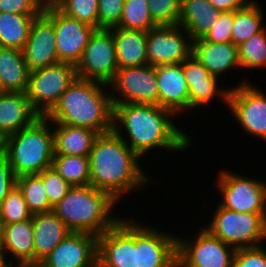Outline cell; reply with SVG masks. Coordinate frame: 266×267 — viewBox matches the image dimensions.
<instances>
[{
	"instance_id": "cell-1",
	"label": "cell",
	"mask_w": 266,
	"mask_h": 267,
	"mask_svg": "<svg viewBox=\"0 0 266 267\" xmlns=\"http://www.w3.org/2000/svg\"><path fill=\"white\" fill-rule=\"evenodd\" d=\"M173 115L158 105L114 104L112 130L141 158L157 148L169 152L188 150L194 140L177 127Z\"/></svg>"
},
{
	"instance_id": "cell-2",
	"label": "cell",
	"mask_w": 266,
	"mask_h": 267,
	"mask_svg": "<svg viewBox=\"0 0 266 267\" xmlns=\"http://www.w3.org/2000/svg\"><path fill=\"white\" fill-rule=\"evenodd\" d=\"M140 159L113 130L99 134L89 154V185L109 194L116 202L132 191L141 192L154 179L144 173Z\"/></svg>"
},
{
	"instance_id": "cell-3",
	"label": "cell",
	"mask_w": 266,
	"mask_h": 267,
	"mask_svg": "<svg viewBox=\"0 0 266 267\" xmlns=\"http://www.w3.org/2000/svg\"><path fill=\"white\" fill-rule=\"evenodd\" d=\"M45 117L51 123L93 129L99 134L112 131L109 86L76 78Z\"/></svg>"
},
{
	"instance_id": "cell-4",
	"label": "cell",
	"mask_w": 266,
	"mask_h": 267,
	"mask_svg": "<svg viewBox=\"0 0 266 267\" xmlns=\"http://www.w3.org/2000/svg\"><path fill=\"white\" fill-rule=\"evenodd\" d=\"M117 203L94 186H73L65 198L52 207V212L71 232L99 236L122 218L112 213Z\"/></svg>"
},
{
	"instance_id": "cell-5",
	"label": "cell",
	"mask_w": 266,
	"mask_h": 267,
	"mask_svg": "<svg viewBox=\"0 0 266 267\" xmlns=\"http://www.w3.org/2000/svg\"><path fill=\"white\" fill-rule=\"evenodd\" d=\"M50 123L40 116L29 127L6 137V157L16 177L52 167L54 133Z\"/></svg>"
},
{
	"instance_id": "cell-6",
	"label": "cell",
	"mask_w": 266,
	"mask_h": 267,
	"mask_svg": "<svg viewBox=\"0 0 266 267\" xmlns=\"http://www.w3.org/2000/svg\"><path fill=\"white\" fill-rule=\"evenodd\" d=\"M207 229L235 250L263 245L266 240V214L236 212L219 203Z\"/></svg>"
},
{
	"instance_id": "cell-7",
	"label": "cell",
	"mask_w": 266,
	"mask_h": 267,
	"mask_svg": "<svg viewBox=\"0 0 266 267\" xmlns=\"http://www.w3.org/2000/svg\"><path fill=\"white\" fill-rule=\"evenodd\" d=\"M76 78L75 65L70 63L30 71L26 95L33 109L45 117Z\"/></svg>"
},
{
	"instance_id": "cell-8",
	"label": "cell",
	"mask_w": 266,
	"mask_h": 267,
	"mask_svg": "<svg viewBox=\"0 0 266 267\" xmlns=\"http://www.w3.org/2000/svg\"><path fill=\"white\" fill-rule=\"evenodd\" d=\"M218 174L215 184L222 196L219 203L222 207L236 212L266 214V182L225 168Z\"/></svg>"
},
{
	"instance_id": "cell-9",
	"label": "cell",
	"mask_w": 266,
	"mask_h": 267,
	"mask_svg": "<svg viewBox=\"0 0 266 267\" xmlns=\"http://www.w3.org/2000/svg\"><path fill=\"white\" fill-rule=\"evenodd\" d=\"M108 86L112 105L136 103L159 106L155 66L146 64L119 68Z\"/></svg>"
},
{
	"instance_id": "cell-10",
	"label": "cell",
	"mask_w": 266,
	"mask_h": 267,
	"mask_svg": "<svg viewBox=\"0 0 266 267\" xmlns=\"http://www.w3.org/2000/svg\"><path fill=\"white\" fill-rule=\"evenodd\" d=\"M77 78L109 85L118 71L113 35L109 29H96L75 66Z\"/></svg>"
},
{
	"instance_id": "cell-11",
	"label": "cell",
	"mask_w": 266,
	"mask_h": 267,
	"mask_svg": "<svg viewBox=\"0 0 266 267\" xmlns=\"http://www.w3.org/2000/svg\"><path fill=\"white\" fill-rule=\"evenodd\" d=\"M196 235L192 239L177 236V262L182 267H233V247L204 227Z\"/></svg>"
},
{
	"instance_id": "cell-12",
	"label": "cell",
	"mask_w": 266,
	"mask_h": 267,
	"mask_svg": "<svg viewBox=\"0 0 266 267\" xmlns=\"http://www.w3.org/2000/svg\"><path fill=\"white\" fill-rule=\"evenodd\" d=\"M229 89L227 107L232 118L248 135L266 141V95L259 87L243 80Z\"/></svg>"
},
{
	"instance_id": "cell-13",
	"label": "cell",
	"mask_w": 266,
	"mask_h": 267,
	"mask_svg": "<svg viewBox=\"0 0 266 267\" xmlns=\"http://www.w3.org/2000/svg\"><path fill=\"white\" fill-rule=\"evenodd\" d=\"M122 217L98 236L97 267H137L136 220Z\"/></svg>"
},
{
	"instance_id": "cell-14",
	"label": "cell",
	"mask_w": 266,
	"mask_h": 267,
	"mask_svg": "<svg viewBox=\"0 0 266 267\" xmlns=\"http://www.w3.org/2000/svg\"><path fill=\"white\" fill-rule=\"evenodd\" d=\"M192 43L191 36L179 25L150 29L147 32L148 64L160 66L182 63L192 54Z\"/></svg>"
},
{
	"instance_id": "cell-15",
	"label": "cell",
	"mask_w": 266,
	"mask_h": 267,
	"mask_svg": "<svg viewBox=\"0 0 266 267\" xmlns=\"http://www.w3.org/2000/svg\"><path fill=\"white\" fill-rule=\"evenodd\" d=\"M136 221L137 267H174L177 235Z\"/></svg>"
},
{
	"instance_id": "cell-16",
	"label": "cell",
	"mask_w": 266,
	"mask_h": 267,
	"mask_svg": "<svg viewBox=\"0 0 266 267\" xmlns=\"http://www.w3.org/2000/svg\"><path fill=\"white\" fill-rule=\"evenodd\" d=\"M54 23L59 62L77 65L95 27L61 12L57 7L43 11Z\"/></svg>"
},
{
	"instance_id": "cell-17",
	"label": "cell",
	"mask_w": 266,
	"mask_h": 267,
	"mask_svg": "<svg viewBox=\"0 0 266 267\" xmlns=\"http://www.w3.org/2000/svg\"><path fill=\"white\" fill-rule=\"evenodd\" d=\"M98 236L71 232L40 264L43 267H97Z\"/></svg>"
},
{
	"instance_id": "cell-18",
	"label": "cell",
	"mask_w": 266,
	"mask_h": 267,
	"mask_svg": "<svg viewBox=\"0 0 266 267\" xmlns=\"http://www.w3.org/2000/svg\"><path fill=\"white\" fill-rule=\"evenodd\" d=\"M22 52L30 71L59 63L54 23L44 12L34 18Z\"/></svg>"
},
{
	"instance_id": "cell-19",
	"label": "cell",
	"mask_w": 266,
	"mask_h": 267,
	"mask_svg": "<svg viewBox=\"0 0 266 267\" xmlns=\"http://www.w3.org/2000/svg\"><path fill=\"white\" fill-rule=\"evenodd\" d=\"M183 72L189 88V110L207 107L218 96L227 106L230 88L221 89L219 78L211 75L193 54L183 62Z\"/></svg>"
},
{
	"instance_id": "cell-20",
	"label": "cell",
	"mask_w": 266,
	"mask_h": 267,
	"mask_svg": "<svg viewBox=\"0 0 266 267\" xmlns=\"http://www.w3.org/2000/svg\"><path fill=\"white\" fill-rule=\"evenodd\" d=\"M159 106L175 115L189 110V88L183 72V62L155 66ZM184 111V112H183Z\"/></svg>"
},
{
	"instance_id": "cell-21",
	"label": "cell",
	"mask_w": 266,
	"mask_h": 267,
	"mask_svg": "<svg viewBox=\"0 0 266 267\" xmlns=\"http://www.w3.org/2000/svg\"><path fill=\"white\" fill-rule=\"evenodd\" d=\"M39 117L26 93L0 92V131L6 137L29 127Z\"/></svg>"
},
{
	"instance_id": "cell-22",
	"label": "cell",
	"mask_w": 266,
	"mask_h": 267,
	"mask_svg": "<svg viewBox=\"0 0 266 267\" xmlns=\"http://www.w3.org/2000/svg\"><path fill=\"white\" fill-rule=\"evenodd\" d=\"M192 54L215 77L226 74L232 68L236 70V67L241 68L238 46L232 42L214 43L204 41L202 38L193 40Z\"/></svg>"
},
{
	"instance_id": "cell-23",
	"label": "cell",
	"mask_w": 266,
	"mask_h": 267,
	"mask_svg": "<svg viewBox=\"0 0 266 267\" xmlns=\"http://www.w3.org/2000/svg\"><path fill=\"white\" fill-rule=\"evenodd\" d=\"M34 263H41L71 231L52 211L32 215Z\"/></svg>"
},
{
	"instance_id": "cell-24",
	"label": "cell",
	"mask_w": 266,
	"mask_h": 267,
	"mask_svg": "<svg viewBox=\"0 0 266 267\" xmlns=\"http://www.w3.org/2000/svg\"><path fill=\"white\" fill-rule=\"evenodd\" d=\"M109 30L113 35L118 68L148 64L147 32L119 27Z\"/></svg>"
},
{
	"instance_id": "cell-25",
	"label": "cell",
	"mask_w": 266,
	"mask_h": 267,
	"mask_svg": "<svg viewBox=\"0 0 266 267\" xmlns=\"http://www.w3.org/2000/svg\"><path fill=\"white\" fill-rule=\"evenodd\" d=\"M221 13L209 0H181L178 25L187 31L192 40L201 39L216 25Z\"/></svg>"
},
{
	"instance_id": "cell-26",
	"label": "cell",
	"mask_w": 266,
	"mask_h": 267,
	"mask_svg": "<svg viewBox=\"0 0 266 267\" xmlns=\"http://www.w3.org/2000/svg\"><path fill=\"white\" fill-rule=\"evenodd\" d=\"M2 246L5 257L11 255L8 263H34V230L32 217L25 221L4 225ZM14 261H12L11 259ZM13 262V263H12Z\"/></svg>"
},
{
	"instance_id": "cell-27",
	"label": "cell",
	"mask_w": 266,
	"mask_h": 267,
	"mask_svg": "<svg viewBox=\"0 0 266 267\" xmlns=\"http://www.w3.org/2000/svg\"><path fill=\"white\" fill-rule=\"evenodd\" d=\"M51 124L54 133V155L89 156L99 135L97 131L61 123Z\"/></svg>"
},
{
	"instance_id": "cell-28",
	"label": "cell",
	"mask_w": 266,
	"mask_h": 267,
	"mask_svg": "<svg viewBox=\"0 0 266 267\" xmlns=\"http://www.w3.org/2000/svg\"><path fill=\"white\" fill-rule=\"evenodd\" d=\"M30 70L23 52L17 48L0 47L1 91L26 93Z\"/></svg>"
},
{
	"instance_id": "cell-29",
	"label": "cell",
	"mask_w": 266,
	"mask_h": 267,
	"mask_svg": "<svg viewBox=\"0 0 266 267\" xmlns=\"http://www.w3.org/2000/svg\"><path fill=\"white\" fill-rule=\"evenodd\" d=\"M263 12L256 0H252L244 8L234 11L232 25V43L239 46L253 35L261 32L266 26L263 24Z\"/></svg>"
},
{
	"instance_id": "cell-30",
	"label": "cell",
	"mask_w": 266,
	"mask_h": 267,
	"mask_svg": "<svg viewBox=\"0 0 266 267\" xmlns=\"http://www.w3.org/2000/svg\"><path fill=\"white\" fill-rule=\"evenodd\" d=\"M35 17L37 16L0 13V47L22 50Z\"/></svg>"
},
{
	"instance_id": "cell-31",
	"label": "cell",
	"mask_w": 266,
	"mask_h": 267,
	"mask_svg": "<svg viewBox=\"0 0 266 267\" xmlns=\"http://www.w3.org/2000/svg\"><path fill=\"white\" fill-rule=\"evenodd\" d=\"M52 167L73 187L90 183L89 156L54 155Z\"/></svg>"
},
{
	"instance_id": "cell-32",
	"label": "cell",
	"mask_w": 266,
	"mask_h": 267,
	"mask_svg": "<svg viewBox=\"0 0 266 267\" xmlns=\"http://www.w3.org/2000/svg\"><path fill=\"white\" fill-rule=\"evenodd\" d=\"M16 185L22 191L32 215L52 211L43 181L38 174H26L16 177Z\"/></svg>"
},
{
	"instance_id": "cell-33",
	"label": "cell",
	"mask_w": 266,
	"mask_h": 267,
	"mask_svg": "<svg viewBox=\"0 0 266 267\" xmlns=\"http://www.w3.org/2000/svg\"><path fill=\"white\" fill-rule=\"evenodd\" d=\"M119 28L148 32L156 28L147 0H124Z\"/></svg>"
},
{
	"instance_id": "cell-34",
	"label": "cell",
	"mask_w": 266,
	"mask_h": 267,
	"mask_svg": "<svg viewBox=\"0 0 266 267\" xmlns=\"http://www.w3.org/2000/svg\"><path fill=\"white\" fill-rule=\"evenodd\" d=\"M241 69L266 68V27L238 46Z\"/></svg>"
},
{
	"instance_id": "cell-35",
	"label": "cell",
	"mask_w": 266,
	"mask_h": 267,
	"mask_svg": "<svg viewBox=\"0 0 266 267\" xmlns=\"http://www.w3.org/2000/svg\"><path fill=\"white\" fill-rule=\"evenodd\" d=\"M30 213L22 191L15 185L0 205V218L4 225L30 219Z\"/></svg>"
},
{
	"instance_id": "cell-36",
	"label": "cell",
	"mask_w": 266,
	"mask_h": 267,
	"mask_svg": "<svg viewBox=\"0 0 266 267\" xmlns=\"http://www.w3.org/2000/svg\"><path fill=\"white\" fill-rule=\"evenodd\" d=\"M57 8L66 15L98 29V0H63Z\"/></svg>"
},
{
	"instance_id": "cell-37",
	"label": "cell",
	"mask_w": 266,
	"mask_h": 267,
	"mask_svg": "<svg viewBox=\"0 0 266 267\" xmlns=\"http://www.w3.org/2000/svg\"><path fill=\"white\" fill-rule=\"evenodd\" d=\"M147 2L157 26L178 25L181 0H147Z\"/></svg>"
},
{
	"instance_id": "cell-38",
	"label": "cell",
	"mask_w": 266,
	"mask_h": 267,
	"mask_svg": "<svg viewBox=\"0 0 266 267\" xmlns=\"http://www.w3.org/2000/svg\"><path fill=\"white\" fill-rule=\"evenodd\" d=\"M43 181L51 207L63 200L72 186L53 168L49 167L38 173Z\"/></svg>"
},
{
	"instance_id": "cell-39",
	"label": "cell",
	"mask_w": 266,
	"mask_h": 267,
	"mask_svg": "<svg viewBox=\"0 0 266 267\" xmlns=\"http://www.w3.org/2000/svg\"><path fill=\"white\" fill-rule=\"evenodd\" d=\"M124 0H98V29L117 27L121 21Z\"/></svg>"
},
{
	"instance_id": "cell-40",
	"label": "cell",
	"mask_w": 266,
	"mask_h": 267,
	"mask_svg": "<svg viewBox=\"0 0 266 267\" xmlns=\"http://www.w3.org/2000/svg\"><path fill=\"white\" fill-rule=\"evenodd\" d=\"M234 11L222 12L217 19L216 25L206 33L202 39L214 43L232 42V25Z\"/></svg>"
},
{
	"instance_id": "cell-41",
	"label": "cell",
	"mask_w": 266,
	"mask_h": 267,
	"mask_svg": "<svg viewBox=\"0 0 266 267\" xmlns=\"http://www.w3.org/2000/svg\"><path fill=\"white\" fill-rule=\"evenodd\" d=\"M266 248L263 245L237 249L233 267H266Z\"/></svg>"
},
{
	"instance_id": "cell-42",
	"label": "cell",
	"mask_w": 266,
	"mask_h": 267,
	"mask_svg": "<svg viewBox=\"0 0 266 267\" xmlns=\"http://www.w3.org/2000/svg\"><path fill=\"white\" fill-rule=\"evenodd\" d=\"M43 11L36 0H0V13L38 16Z\"/></svg>"
},
{
	"instance_id": "cell-43",
	"label": "cell",
	"mask_w": 266,
	"mask_h": 267,
	"mask_svg": "<svg viewBox=\"0 0 266 267\" xmlns=\"http://www.w3.org/2000/svg\"><path fill=\"white\" fill-rule=\"evenodd\" d=\"M16 185V176L9 165L6 155L0 157V205Z\"/></svg>"
},
{
	"instance_id": "cell-44",
	"label": "cell",
	"mask_w": 266,
	"mask_h": 267,
	"mask_svg": "<svg viewBox=\"0 0 266 267\" xmlns=\"http://www.w3.org/2000/svg\"><path fill=\"white\" fill-rule=\"evenodd\" d=\"M252 0H209L214 8L222 12L235 11L247 6Z\"/></svg>"
},
{
	"instance_id": "cell-45",
	"label": "cell",
	"mask_w": 266,
	"mask_h": 267,
	"mask_svg": "<svg viewBox=\"0 0 266 267\" xmlns=\"http://www.w3.org/2000/svg\"><path fill=\"white\" fill-rule=\"evenodd\" d=\"M63 0H36L40 7L45 10L57 7Z\"/></svg>"
},
{
	"instance_id": "cell-46",
	"label": "cell",
	"mask_w": 266,
	"mask_h": 267,
	"mask_svg": "<svg viewBox=\"0 0 266 267\" xmlns=\"http://www.w3.org/2000/svg\"><path fill=\"white\" fill-rule=\"evenodd\" d=\"M7 260L8 258L6 259L5 257L2 243H0V267H11V264H9Z\"/></svg>"
},
{
	"instance_id": "cell-47",
	"label": "cell",
	"mask_w": 266,
	"mask_h": 267,
	"mask_svg": "<svg viewBox=\"0 0 266 267\" xmlns=\"http://www.w3.org/2000/svg\"><path fill=\"white\" fill-rule=\"evenodd\" d=\"M6 155V136L0 131V157Z\"/></svg>"
},
{
	"instance_id": "cell-48",
	"label": "cell",
	"mask_w": 266,
	"mask_h": 267,
	"mask_svg": "<svg viewBox=\"0 0 266 267\" xmlns=\"http://www.w3.org/2000/svg\"><path fill=\"white\" fill-rule=\"evenodd\" d=\"M43 267L40 263L14 264L12 267Z\"/></svg>"
},
{
	"instance_id": "cell-49",
	"label": "cell",
	"mask_w": 266,
	"mask_h": 267,
	"mask_svg": "<svg viewBox=\"0 0 266 267\" xmlns=\"http://www.w3.org/2000/svg\"><path fill=\"white\" fill-rule=\"evenodd\" d=\"M3 230H4V223L0 218V243H2V239H3Z\"/></svg>"
},
{
	"instance_id": "cell-50",
	"label": "cell",
	"mask_w": 266,
	"mask_h": 267,
	"mask_svg": "<svg viewBox=\"0 0 266 267\" xmlns=\"http://www.w3.org/2000/svg\"><path fill=\"white\" fill-rule=\"evenodd\" d=\"M174 267H182V266L178 262H176Z\"/></svg>"
}]
</instances>
